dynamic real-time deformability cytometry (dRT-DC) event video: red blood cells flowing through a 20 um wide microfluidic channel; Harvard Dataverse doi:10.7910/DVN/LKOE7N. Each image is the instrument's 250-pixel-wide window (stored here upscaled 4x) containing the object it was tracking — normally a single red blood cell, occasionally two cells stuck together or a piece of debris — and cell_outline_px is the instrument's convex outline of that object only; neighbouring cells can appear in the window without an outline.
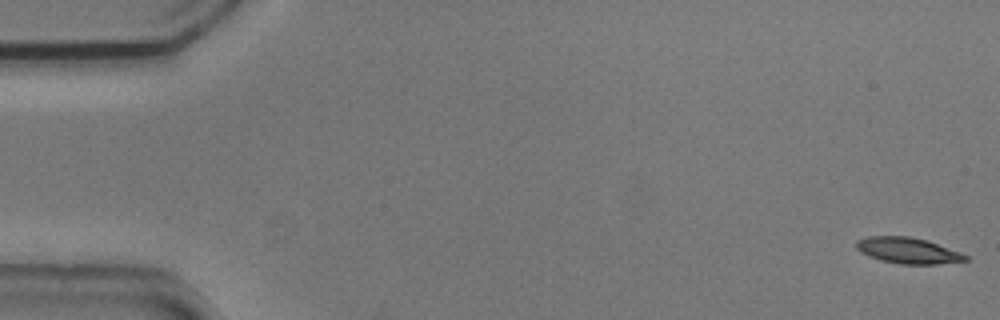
{"species": "common noctule bat (a hibernating species)", "species_latin": "Nyctalus noctula", "temperature_condition": "cold", "stored_images_in_passage": 17, "camera_frame_rate_fps": 3000, "um_per_image_px": 0.085, "animal": {"sex": "male", "body_mass_g": 20.5, "forearm_length_mm": 52.5}, "frame": {"image": 1, "passage_image": 1, "time_ms": 0.0, "image_size_px": [1000, 320], "cell_outline_px": [[968, 260], [936, 264], [900, 264], [880, 260], [868, 256], [860, 252], [856, 248], [856, 240], [868, 236], [908, 236], [928, 240], [960, 252], [968, 256]], "centroid_in_image_um": [77.15, 21.29], "position_along_channel_um": 7.9, "area_um2": 16.59}}
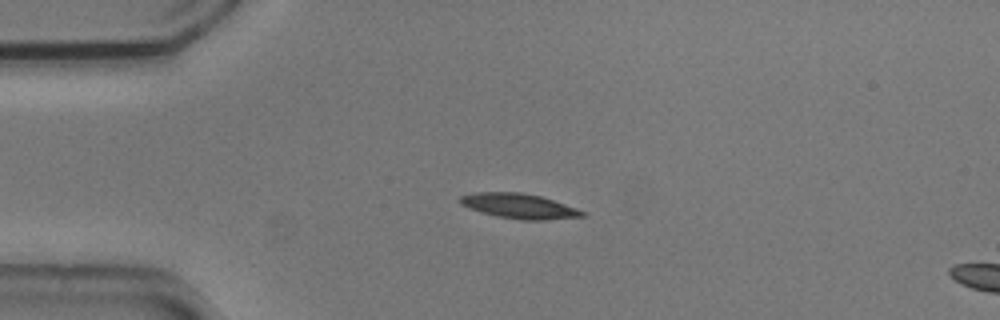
{"frame": {"image": 2, "passage_image": 13, "time_ms": 4.0, "image_size_px": [1000, 320], "cell_outline_px": [[584, 216], [544, 220], [520, 220], [496, 216], [480, 212], [460, 204], [460, 196], [476, 192], [520, 192], [540, 196], [576, 208], [584, 212]], "centroid_in_image_um": [44.08, 17.51], "position_along_channel_um": 40.9, "area_um2": 17.57}}